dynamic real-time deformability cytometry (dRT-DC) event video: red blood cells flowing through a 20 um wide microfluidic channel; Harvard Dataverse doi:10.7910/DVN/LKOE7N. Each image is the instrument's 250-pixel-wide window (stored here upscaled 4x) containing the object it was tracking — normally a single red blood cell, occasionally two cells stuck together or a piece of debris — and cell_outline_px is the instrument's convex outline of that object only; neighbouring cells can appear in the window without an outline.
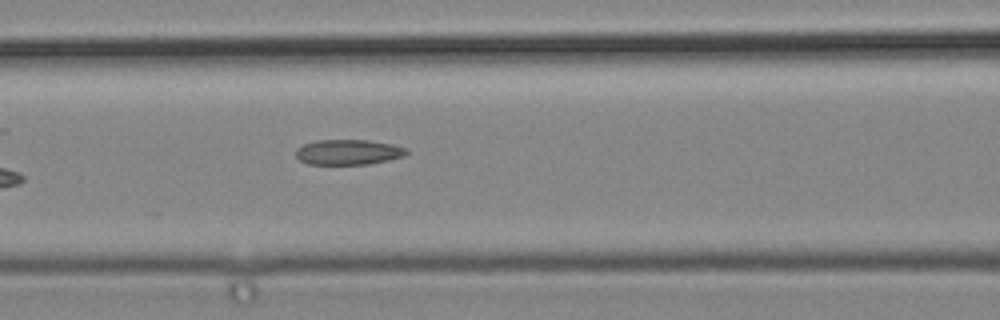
{"species": "common noctule bat (a hibernating species)", "species_latin": "Nyctalus noctula", "temperature_condition": "cold", "stored_images_in_passage": 7, "camera_frame_rate_fps": 3000, "um_per_image_px": 0.085, "animal": {"sex": "male", "body_mass_g": 19.2, "forearm_length_mm": 51.8}, "frame": {"image": 1, "passage_image": 7, "time_ms": 2.0, "image_size_px": [1000, 320], "cell_outline_px": [[408, 152], [404, 156], [388, 160], [368, 164], [308, 164], [300, 160], [296, 156], [296, 148], [304, 144], [316, 140], [368, 140], [392, 144], [408, 148]], "centroid_in_image_um": [29.61, 12.92], "position_along_channel_um": 137.0, "area_um2": 16.3}}